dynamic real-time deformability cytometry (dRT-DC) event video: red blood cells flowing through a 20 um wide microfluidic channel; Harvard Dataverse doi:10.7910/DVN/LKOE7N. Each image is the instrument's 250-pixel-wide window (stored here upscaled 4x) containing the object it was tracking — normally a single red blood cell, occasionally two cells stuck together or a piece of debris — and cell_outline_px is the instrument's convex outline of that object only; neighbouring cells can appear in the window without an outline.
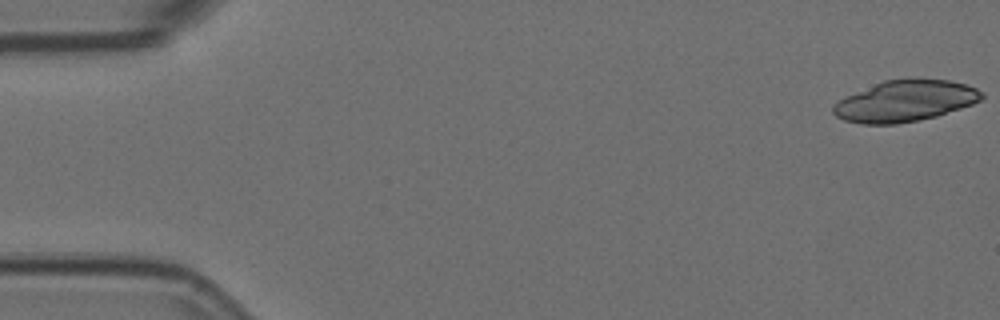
{"species": "Egyptian fruit bat (a non-hibernating species)", "species_latin": "Rousettus aegyptiacus", "temperature_condition": "room temperature", "stored_images_in_passage": 12, "camera_frame_rate_fps": 3000, "um_per_image_px": 0.085, "animal": {"sex": "female"}, "frame": {"image": 1, "passage_image": 1, "time_ms": 0.0, "image_size_px": [1000, 320], "cell_outline_px": [[984, 96], [980, 100], [972, 104], [936, 116], [896, 124], [860, 124], [844, 120], [836, 116], [832, 112], [832, 104], [848, 96], [884, 80], [948, 80], [968, 84], [984, 92]], "centroid_in_image_um": [76.94, 8.6], "position_along_channel_um": 8.1, "area_um2": 35.03}}